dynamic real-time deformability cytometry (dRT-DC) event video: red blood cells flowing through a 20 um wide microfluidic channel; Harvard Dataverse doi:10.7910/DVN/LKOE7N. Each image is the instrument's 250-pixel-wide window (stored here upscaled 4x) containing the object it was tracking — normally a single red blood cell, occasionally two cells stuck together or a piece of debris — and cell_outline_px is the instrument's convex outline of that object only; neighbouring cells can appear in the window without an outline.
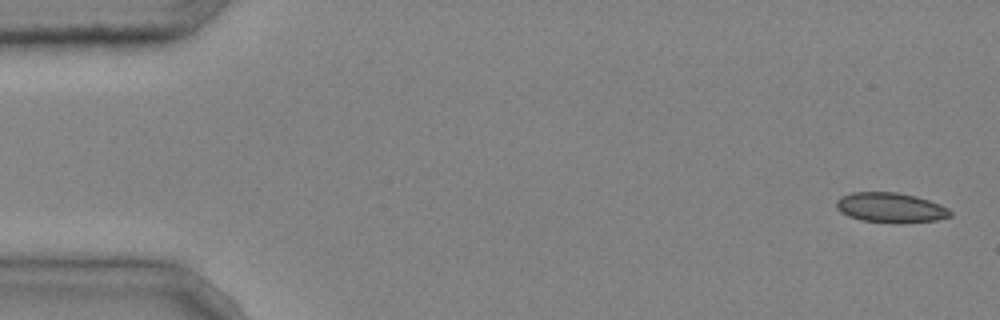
{"species": "common noctule bat (a hibernating species)", "species_latin": "Nyctalus noctula", "temperature_condition": "cold", "stored_images_in_passage": 4, "camera_frame_rate_fps": 3000, "um_per_image_px": 0.085, "animal": {"sex": "male", "body_mass_g": 20.4}, "frame": {"image": 1, "passage_image": 1, "time_ms": 0.0, "image_size_px": [1000, 320], "cell_outline_px": [[952, 216], [940, 220], [904, 224], [892, 224], [860, 220], [848, 216], [840, 212], [836, 208], [836, 200], [840, 196], [852, 192], [896, 192], [916, 196], [940, 204], [948, 208], [952, 212]], "centroid_in_image_um": [75.71, 17.67], "position_along_channel_um": 9.3, "area_um2": 20.46}}
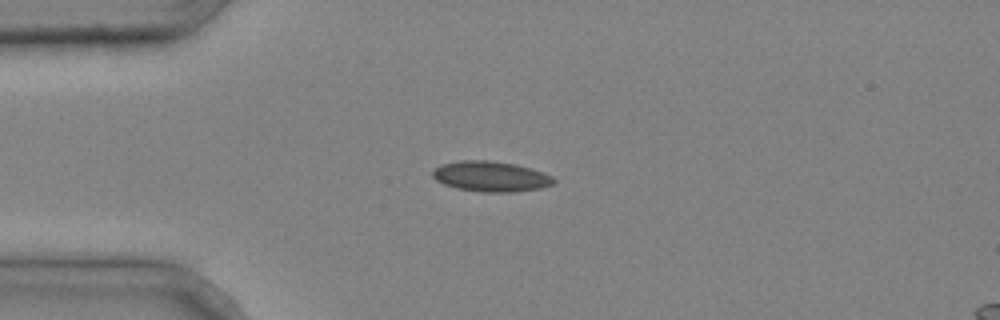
{"frame": {"image": 2, "passage_image": 4, "time_ms": 1.0, "image_size_px": [1000, 320], "cell_outline_px": [[556, 180], [552, 184], [540, 188], [512, 192], [484, 192], [456, 188], [444, 184], [436, 180], [432, 176], [432, 172], [440, 164], [460, 160], [488, 160], [516, 164], [552, 176]], "centroid_in_image_um": [41.68, 14.99], "position_along_channel_um": 43.3, "area_um2": 21.27}}